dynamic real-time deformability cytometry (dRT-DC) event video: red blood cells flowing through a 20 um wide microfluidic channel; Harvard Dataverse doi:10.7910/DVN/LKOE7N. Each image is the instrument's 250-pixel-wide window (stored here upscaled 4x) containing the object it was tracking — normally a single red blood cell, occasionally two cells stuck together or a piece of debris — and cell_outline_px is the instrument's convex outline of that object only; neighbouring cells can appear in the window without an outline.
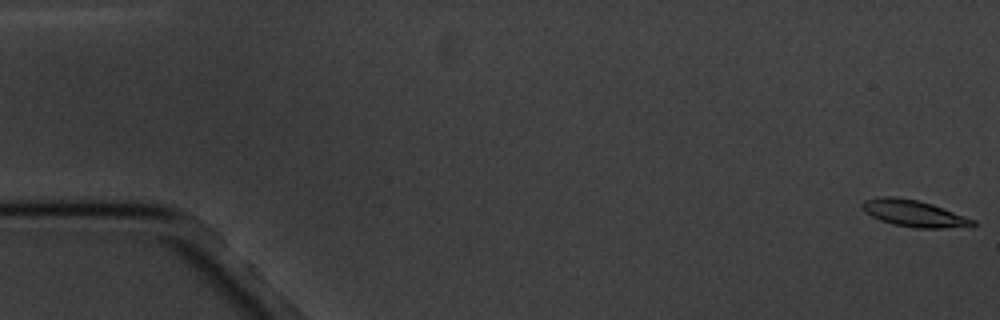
{"species": "common noctule bat (a hibernating species)", "species_latin": "Nyctalus noctula", "temperature_condition": "cold", "stored_images_in_passage": 11, "camera_frame_rate_fps": 3000, "um_per_image_px": 0.085, "animal": {"sex": "male", "body_mass_g": 20.1, "forearm_length_mm": 53.5}, "frame": {"image": 1, "passage_image": 1, "time_ms": 0.0, "image_size_px": [1000, 320], "cell_outline_px": [[976, 224], [944, 228], [916, 228], [892, 224], [880, 220], [864, 212], [860, 204], [864, 200], [876, 196], [892, 196], [916, 200], [932, 204], [976, 220]], "centroid_in_image_um": [77.6, 18.12], "position_along_channel_um": 7.4, "area_um2": 17.05}}
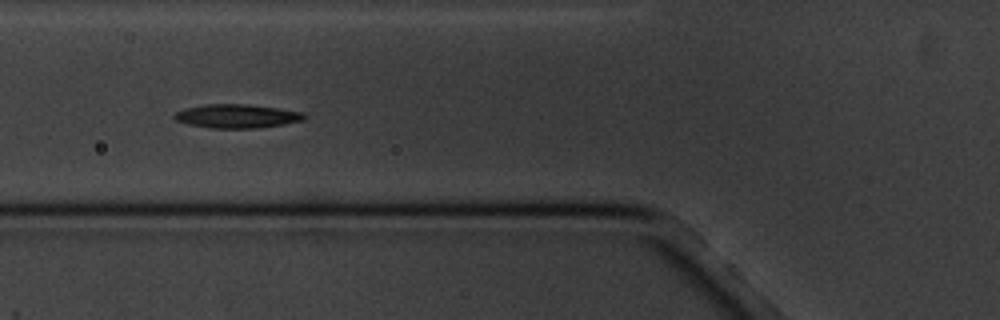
{"frame": {"image": 2, "passage_image": 7, "time_ms": 7.0, "image_size_px": [1000, 320], "cell_outline_px": [[308, 116], [304, 120], [284, 124], [260, 128], [212, 128], [188, 124], [176, 120], [172, 116], [176, 112], [184, 108], [208, 104], [248, 104], [280, 108], [304, 112]], "centroid_in_image_um": [20.18, 9.87], "position_along_channel_um": 105.6, "area_um2": 18.15}}
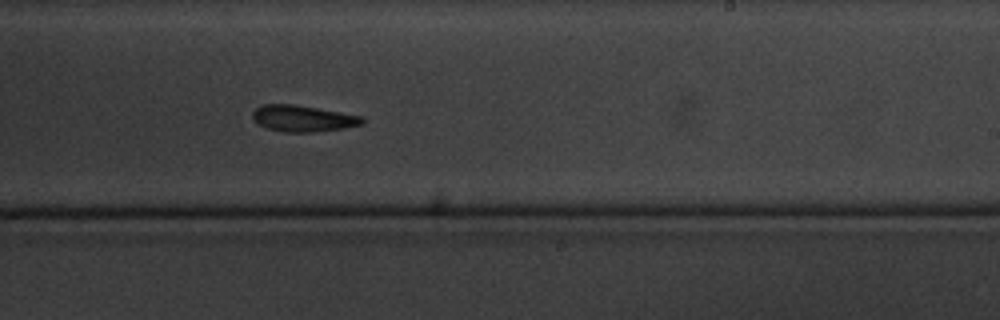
{"frame": {"image": 3, "passage_image": 11, "time_ms": 11.667, "image_size_px": [1000, 320], "cell_outline_px": [[364, 124], [344, 128], [312, 132], [284, 132], [264, 128], [252, 120], [252, 112], [260, 104], [292, 104], [364, 116]], "centroid_in_image_um": [25.71, 10.07], "position_along_channel_um": 263.3, "area_um2": 16.99}}